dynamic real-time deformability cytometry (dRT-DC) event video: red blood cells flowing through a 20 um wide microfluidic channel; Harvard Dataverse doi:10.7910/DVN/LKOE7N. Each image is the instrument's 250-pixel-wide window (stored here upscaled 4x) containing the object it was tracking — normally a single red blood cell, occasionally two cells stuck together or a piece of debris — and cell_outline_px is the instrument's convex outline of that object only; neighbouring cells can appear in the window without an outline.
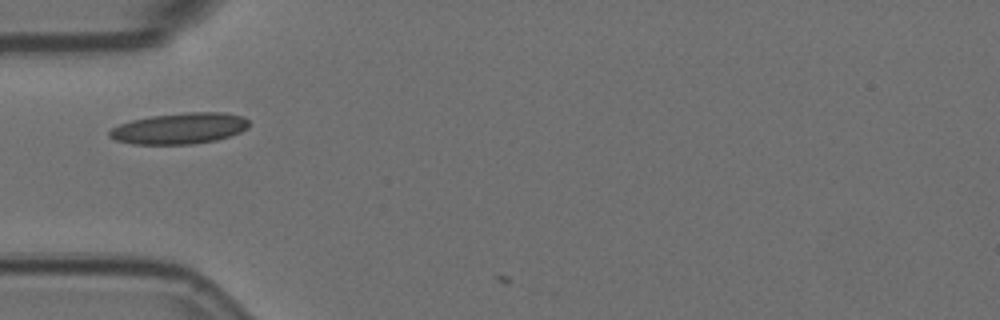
{"species": "Egyptian fruit bat (a non-hibernating species)", "species_latin": "Rousettus aegyptiacus", "temperature_condition": "room temperature", "stored_images_in_passage": 2, "camera_frame_rate_fps": 3000, "um_per_image_px": 0.085, "animal": {"sex": "female"}, "frame": {"image": 1, "passage_image": 1, "time_ms": 0.0, "image_size_px": [1000, 320], "cell_outline_px": [[248, 128], [240, 132], [216, 140], [192, 144], [132, 144], [116, 140], [108, 136], [108, 132], [112, 128], [120, 124], [132, 120], [152, 116], [188, 112], [224, 112], [244, 116], [248, 120]], "centroid_in_image_um": [15.27, 10.91], "position_along_channel_um": 69.7, "area_um2": 25.2}}